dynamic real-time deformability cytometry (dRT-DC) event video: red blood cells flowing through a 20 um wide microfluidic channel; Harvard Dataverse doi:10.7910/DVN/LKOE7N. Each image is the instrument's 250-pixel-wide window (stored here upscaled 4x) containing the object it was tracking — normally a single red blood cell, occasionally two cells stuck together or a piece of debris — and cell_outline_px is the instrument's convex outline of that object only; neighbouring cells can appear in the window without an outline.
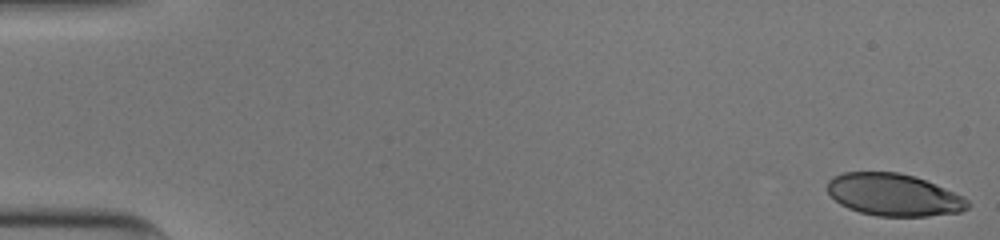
{"species": "human", "species_latin": "Homo sapiens", "temperature_condition": "cold", "stored_images_in_passage": 52, "camera_frame_rate_fps": 3000, "um_per_image_px": 0.085, "donor": {"sex": "male"}, "frame": {"image": 1, "passage_image": 1, "time_ms": 0.0, "image_size_px": [1000, 240], "cell_outline_px": [[968, 208], [960, 212], [928, 216], [876, 216], [860, 212], [848, 208], [840, 204], [828, 192], [828, 180], [832, 176], [844, 172], [896, 172], [916, 176], [964, 196], [968, 200]], "centroid_in_image_um": [75.97, 16.55], "position_along_channel_um": 9.0, "area_um2": 34.56}}
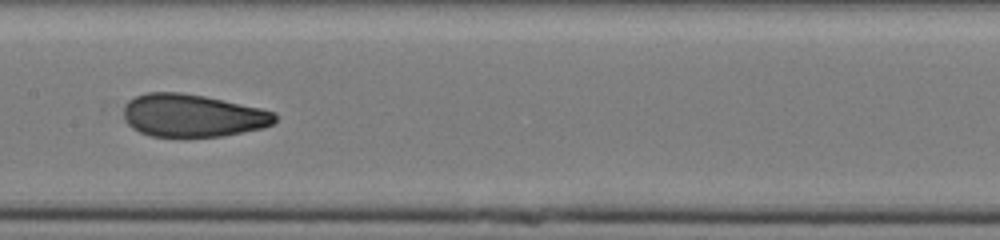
{"frame": {"image": 2, "passage_image": 27, "time_ms": 8.667, "image_size_px": [1000, 240], "cell_outline_px": [[276, 120], [272, 124], [264, 128], [220, 136], [152, 136], [140, 132], [132, 128], [124, 120], [124, 108], [128, 100], [136, 96], [148, 92], [180, 92], [204, 96], [260, 108], [276, 112]], "centroid_in_image_um": [16.36, 9.81], "position_along_channel_um": 191.0, "area_um2": 37.51}}
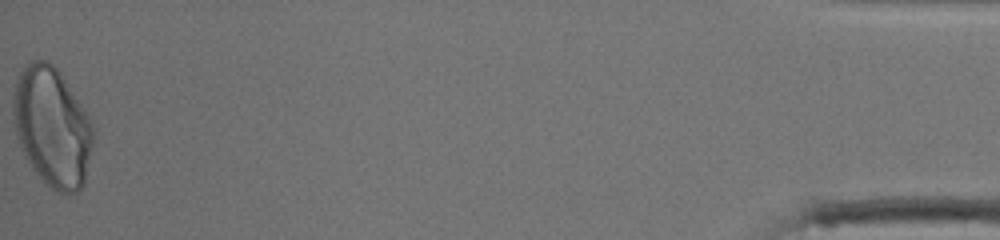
{"frame": {"image": 3, "passage_image": 52, "time_ms": 17.0, "image_size_px": [1000, 240], "cell_outline_px": [[96, 128], [84, 184], [76, 192], [56, 192], [44, 184], [32, 168], [24, 156], [16, 136], [12, 112], [12, 100], [16, 80], [20, 72], [32, 60], [44, 60], [52, 64], [60, 72], [84, 108]], "centroid_in_image_um": [4.43, 10.8], "position_along_channel_um": 430.8, "area_um2": 56.01}, "authors_computed_cell_mechanics": {"area_um2": 37.859, "velocity_mm_per_s": 3.983, "shape_relaxation_time_tau1_ms": 7.4593, "shape_relaxation_time_tau2_ms": 1.1405, "deformation_change_tau1": 0.2356, "deformation_change_tau2": 0.0673}}